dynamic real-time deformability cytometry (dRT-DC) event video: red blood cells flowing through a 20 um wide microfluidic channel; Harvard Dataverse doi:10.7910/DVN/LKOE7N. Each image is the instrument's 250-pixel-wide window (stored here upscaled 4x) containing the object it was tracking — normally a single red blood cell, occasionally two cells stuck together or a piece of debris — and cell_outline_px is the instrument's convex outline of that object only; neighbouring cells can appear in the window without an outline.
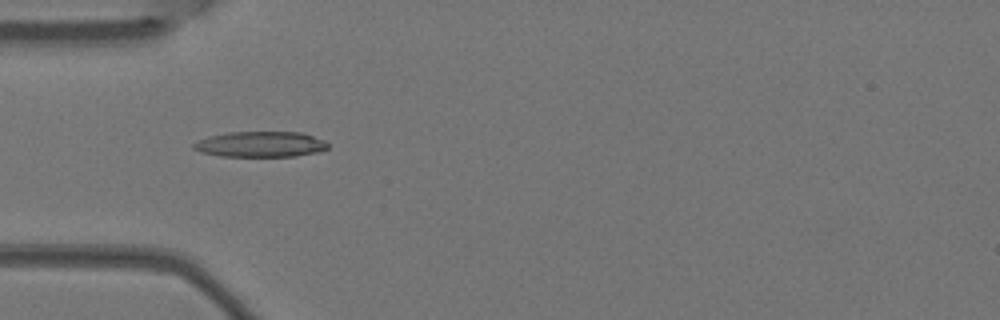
{"species": "Egyptian fruit bat (a non-hibernating species)", "species_latin": "Rousettus aegyptiacus", "temperature_condition": "warm", "stored_images_in_passage": 5, "camera_frame_rate_fps": 3000, "um_per_image_px": 0.085, "animal": {"sex": "female"}, "frame": {"image": 1, "passage_image": 4, "time_ms": 1.0, "image_size_px": [1000, 320], "cell_outline_px": [[328, 148], [320, 152], [296, 156], [220, 156], [200, 152], [192, 148], [192, 144], [208, 136], [228, 132], [300, 132], [324, 140], [328, 144]], "centroid_in_image_um": [22.14, 12.26], "position_along_channel_um": 62.9, "area_um2": 20.06}}
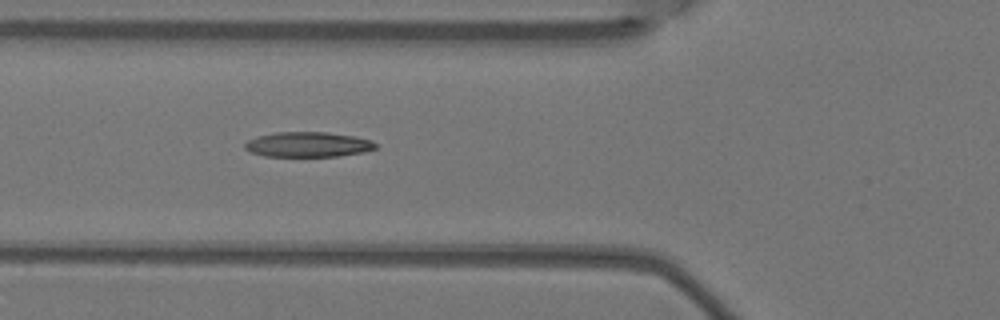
{"frame": {"image": 2, "passage_image": 5, "time_ms": 1.333, "image_size_px": [1000, 320], "cell_outline_px": [[376, 148], [364, 152], [340, 156], [264, 156], [252, 152], [244, 148], [244, 144], [248, 140], [256, 136], [276, 132], [324, 132], [352, 136], [372, 140], [376, 144]], "centroid_in_image_um": [26.16, 12.28], "position_along_channel_um": 99.6, "area_um2": 19.02}}